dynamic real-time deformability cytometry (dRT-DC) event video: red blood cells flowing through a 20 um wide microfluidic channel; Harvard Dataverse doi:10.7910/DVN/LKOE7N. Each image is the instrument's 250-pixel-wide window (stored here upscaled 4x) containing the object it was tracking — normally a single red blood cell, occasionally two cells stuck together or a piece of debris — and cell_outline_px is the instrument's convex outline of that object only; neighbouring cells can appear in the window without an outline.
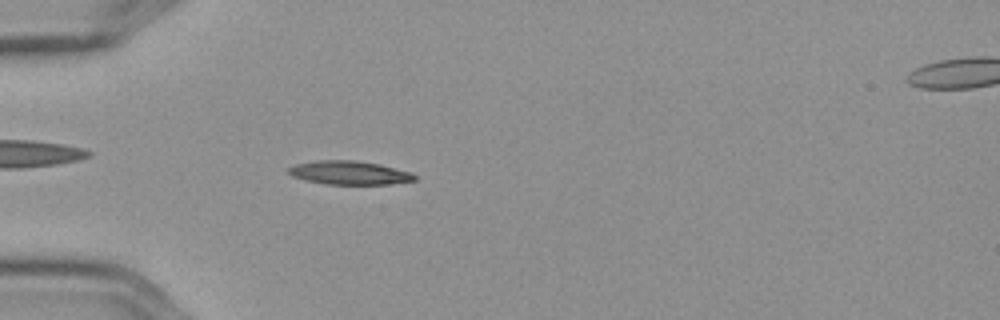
{"species": "Egyptian fruit bat (a non-hibernating species)", "species_latin": "Rousettus aegyptiacus", "temperature_condition": "cold", "stored_images_in_passage": 51, "camera_frame_rate_fps": 3000, "um_per_image_px": 0.085, "frame": {"image": 1, "passage_image": 11, "time_ms": 3.333, "image_size_px": [1000, 320], "cell_outline_px": [[416, 180], [392, 184], [324, 184], [304, 180], [292, 176], [288, 172], [288, 168], [296, 164], [316, 160], [356, 160], [380, 164], [412, 172], [416, 176]], "centroid_in_image_um": [29.71, 14.68], "position_along_channel_um": 55.3, "area_um2": 17.51}}
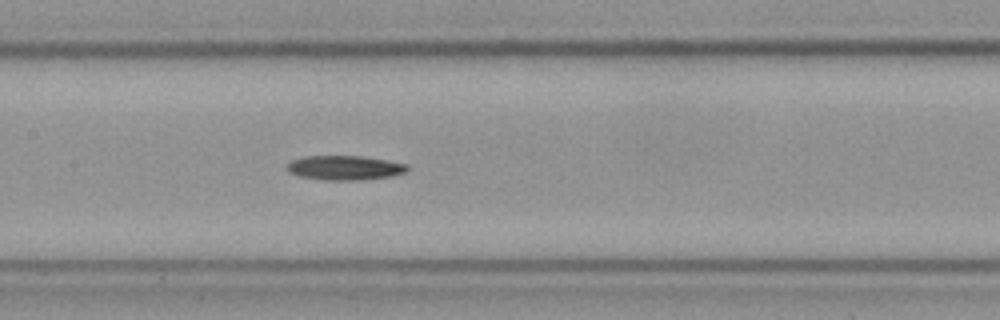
{"frame": {"image": 2, "passage_image": 22, "time_ms": 7.0, "image_size_px": [1000, 320], "cell_outline_px": [[408, 168], [404, 172], [392, 176], [360, 180], [324, 180], [300, 176], [288, 172], [284, 168], [292, 160], [304, 156], [360, 156], [408, 164]], "centroid_in_image_um": [29.25, 14.26], "position_along_channel_um": 178.1, "area_um2": 17.05}}
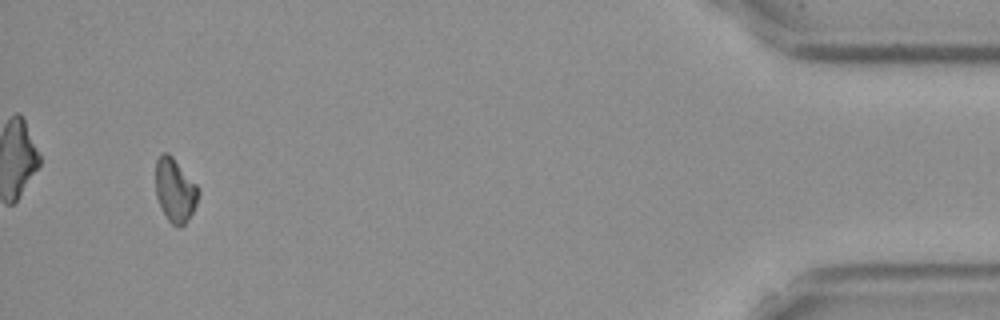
{"frame": {"image": 3, "passage_image": 48, "time_ms": 15.667, "image_size_px": [1000, 320], "cell_outline_px": [[200, 192], [196, 204], [192, 212], [184, 224], [172, 224], [168, 220], [156, 196], [156, 160], [160, 152], [168, 152], [172, 156], [196, 184]], "centroid_in_image_um": [14.87, 16.11], "position_along_channel_um": 420.3, "area_um2": 15.55}, "authors_computed_cell_mechanics": {"area_um2": 16.4152, "velocity_mm_per_s": 3.593, "shape_relaxation_time_tau1_ms": 7.8188, "shape_relaxation_time_tau2_ms": null, "deformation_change_tau1": 0.2023, "deformation_change_tau2": null}}